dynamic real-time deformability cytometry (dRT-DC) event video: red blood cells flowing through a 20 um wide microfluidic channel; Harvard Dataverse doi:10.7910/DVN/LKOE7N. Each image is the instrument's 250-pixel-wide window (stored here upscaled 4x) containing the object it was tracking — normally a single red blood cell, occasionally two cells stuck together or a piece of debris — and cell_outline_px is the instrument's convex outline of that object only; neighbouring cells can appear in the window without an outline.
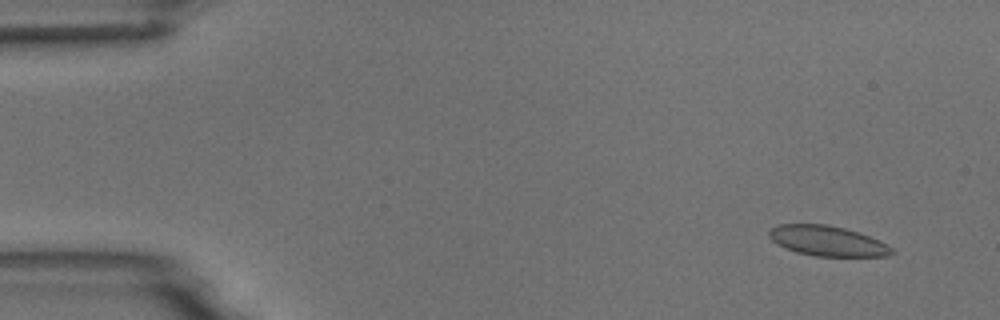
{"species": "common noctule bat (a hibernating species)", "species_latin": "Nyctalus noctula", "temperature_condition": "room temperature", "stored_images_in_passage": 6, "camera_frame_rate_fps": 3000, "um_per_image_px": 0.085, "animal": {"sex": "male", "body_mass_g": 18.8}, "frame": {"image": 1, "passage_image": 2, "time_ms": 1.0, "image_size_px": [1000, 320], "cell_outline_px": [[896, 252], [884, 256], [816, 256], [796, 252], [776, 244], [768, 236], [768, 232], [776, 224], [828, 224], [860, 232], [880, 240], [892, 248]], "centroid_in_image_um": [70.32, 20.47], "position_along_channel_um": 14.7, "area_um2": 21.68}}
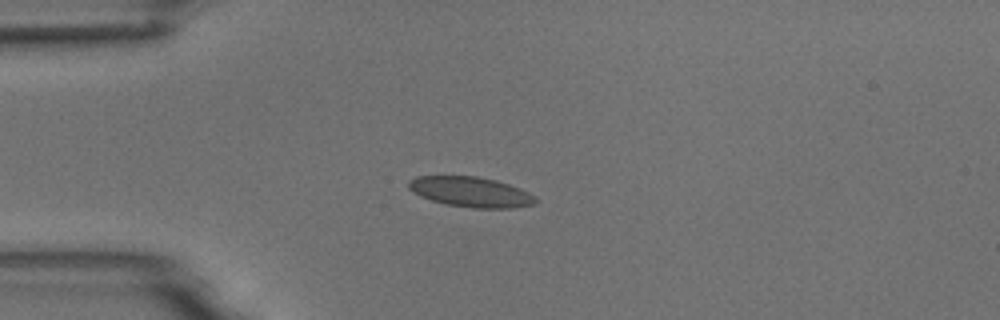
{"frame": {"image": 2, "passage_image": 4, "time_ms": 4.333, "image_size_px": [1000, 320], "cell_outline_px": [[536, 200], [532, 204], [512, 208], [472, 208], [444, 204], [420, 196], [412, 192], [408, 188], [408, 180], [416, 176], [476, 176], [496, 180], [520, 188], [528, 192]], "centroid_in_image_um": [39.95, 16.31], "position_along_channel_um": 45.1, "area_um2": 22.25}}
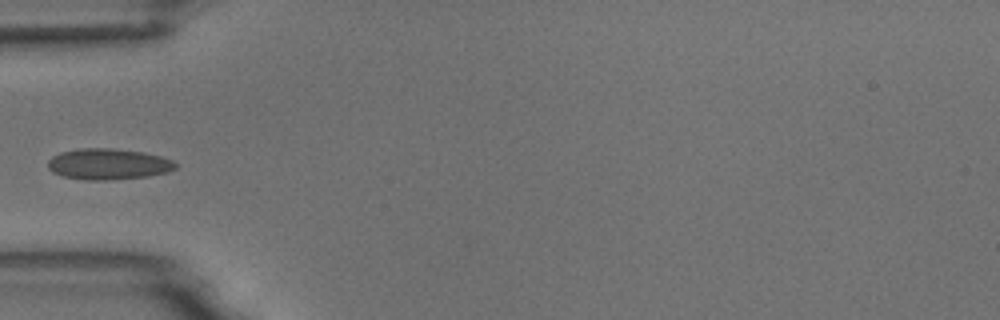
{"frame": {"image": 3, "passage_image": 5, "time_ms": 5.667, "image_size_px": [1000, 320], "cell_outline_px": [[176, 168], [168, 172], [148, 176], [108, 180], [88, 180], [64, 176], [52, 172], [48, 168], [48, 160], [52, 156], [60, 152], [80, 148], [112, 148], [144, 152], [160, 156], [172, 160], [176, 164]], "centroid_in_image_um": [9.19, 13.94], "position_along_channel_um": 75.8, "area_um2": 23.06}}